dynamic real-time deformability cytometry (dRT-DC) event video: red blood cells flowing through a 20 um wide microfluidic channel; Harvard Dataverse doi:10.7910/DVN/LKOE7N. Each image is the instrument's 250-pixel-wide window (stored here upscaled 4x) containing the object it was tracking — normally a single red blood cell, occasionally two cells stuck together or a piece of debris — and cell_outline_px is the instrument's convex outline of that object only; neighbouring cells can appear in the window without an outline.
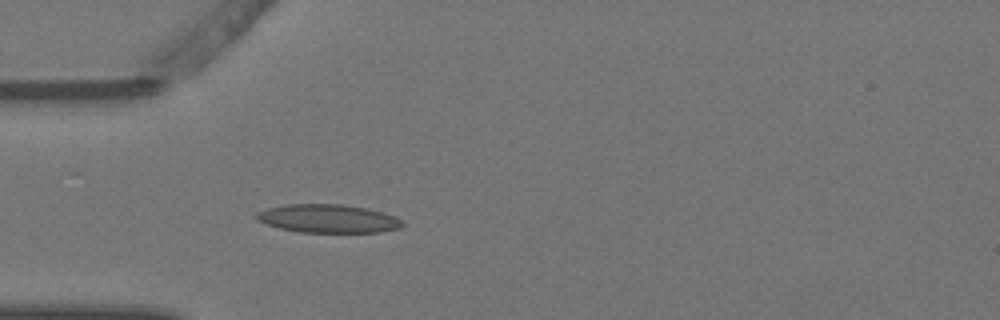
{"species": "Egyptian fruit bat (a non-hibernating species)", "species_latin": "Rousettus aegyptiacus", "temperature_condition": "warm", "stored_images_in_passage": 5, "camera_frame_rate_fps": 3000, "um_per_image_px": 0.085, "animal": {"sex": "female"}, "frame": {"image": 1, "passage_image": 5, "time_ms": 1.333, "image_size_px": [1000, 320], "cell_outline_px": [[404, 224], [400, 228], [380, 232], [300, 232], [280, 228], [264, 224], [256, 220], [256, 212], [268, 208], [288, 204], [344, 204], [368, 208], [404, 220]], "centroid_in_image_um": [27.87, 18.58], "position_along_channel_um": 57.1, "area_um2": 24.16}}